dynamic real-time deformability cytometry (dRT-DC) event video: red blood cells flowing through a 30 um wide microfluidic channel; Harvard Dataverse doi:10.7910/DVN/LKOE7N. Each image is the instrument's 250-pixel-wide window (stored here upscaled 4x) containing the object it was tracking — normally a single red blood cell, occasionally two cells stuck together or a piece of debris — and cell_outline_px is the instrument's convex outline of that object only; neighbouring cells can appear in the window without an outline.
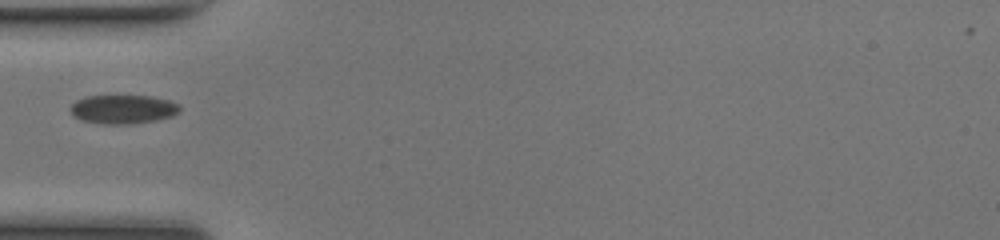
{"species": "common noctule bat (a hibernating species)", "species_latin": "Nyctalus noctula", "temperature_condition": "room temperature", "stored_images_in_passage": 34, "camera_frame_rate_fps": 3000, "um_per_image_px": 0.085, "animal": {"sex": "female", "body_mass_g": 17.0, "forearm_length_mm": 48.0}, "frame": {"image": 1, "passage_image": 1, "time_ms": 0.0, "image_size_px": [1000, 240], "cell_outline_px": [[180, 112], [172, 116], [156, 120], [132, 124], [100, 124], [84, 120], [76, 116], [68, 108], [76, 100], [88, 96], [152, 96], [168, 100], [180, 104]], "centroid_in_image_um": [10.49, 9.29], "position_along_channel_um": 74.5, "area_um2": 18.38}}
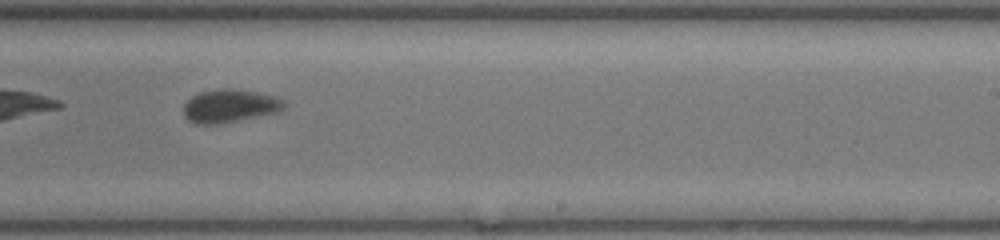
{"frame": {"image": 2, "passage_image": 15, "time_ms": 4.667, "image_size_px": [1000, 240], "cell_outline_px": [[284, 108], [276, 112], [216, 124], [196, 124], [188, 120], [184, 116], [184, 104], [192, 96], [200, 92], [224, 88], [256, 92], [276, 96], [284, 100]], "centroid_in_image_um": [19.5, 9.0], "position_along_channel_um": 269.5, "area_um2": 19.02}}
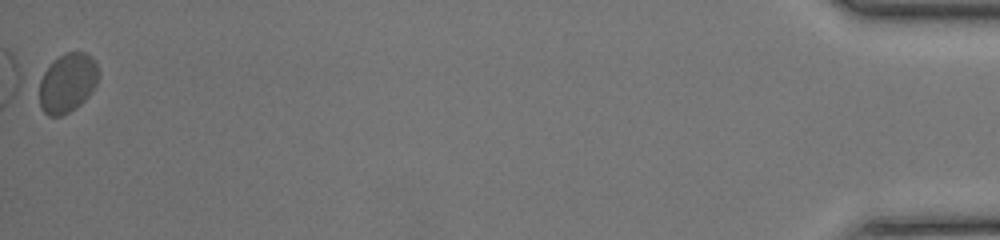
{"frame": {"image": 3, "passage_image": 34, "time_ms": 11.0, "image_size_px": [1000, 240], "cell_outline_px": [[100, 72], [96, 84], [92, 92], [76, 108], [60, 116], [48, 116], [40, 108], [36, 80], [52, 60], [68, 52], [84, 52], [92, 56]], "centroid_in_image_um": [5.67, 7.04], "position_along_channel_um": 429.5, "area_um2": 21.15}}